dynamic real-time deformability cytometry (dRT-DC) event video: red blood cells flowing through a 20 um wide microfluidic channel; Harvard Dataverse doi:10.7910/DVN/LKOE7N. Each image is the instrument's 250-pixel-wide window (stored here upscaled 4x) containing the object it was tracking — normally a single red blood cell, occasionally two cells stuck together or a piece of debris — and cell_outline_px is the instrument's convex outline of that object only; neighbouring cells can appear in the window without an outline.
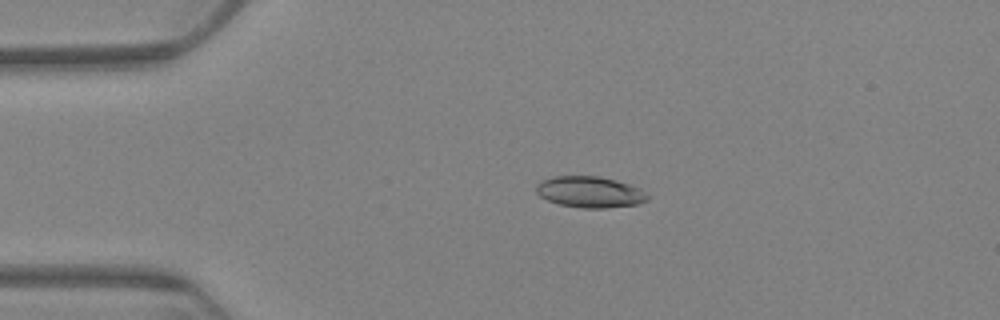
{"species": "Egyptian fruit bat (a non-hibernating species)", "species_latin": "Rousettus aegyptiacus", "temperature_condition": "warm", "stored_images_in_passage": 60, "camera_frame_rate_fps": 3000, "um_per_image_px": 0.085, "animal": {"sex": "female"}, "frame": {"image": 1, "passage_image": 11, "time_ms": 3.333, "image_size_px": [1000, 320], "cell_outline_px": [[648, 200], [636, 204], [608, 208], [580, 208], [560, 204], [548, 200], [540, 196], [536, 192], [536, 184], [540, 180], [552, 176], [596, 176], [616, 180], [640, 188], [648, 196]], "centroid_in_image_um": [50.1, 16.32], "position_along_channel_um": 34.9, "area_um2": 20.23}}
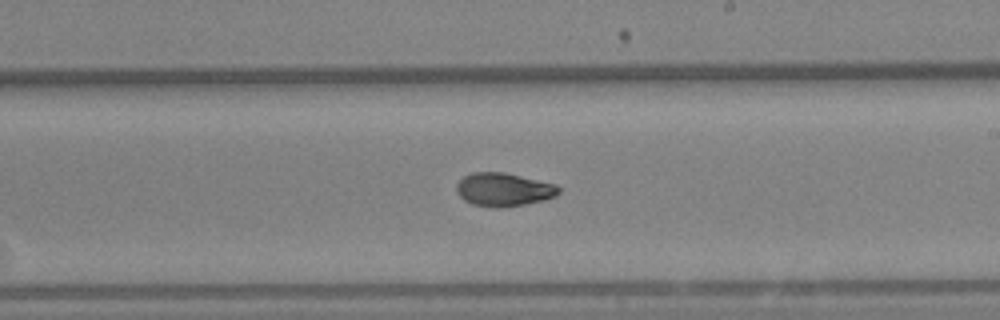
{"frame": {"image": 2, "passage_image": 34, "time_ms": 11.0, "image_size_px": [1000, 320], "cell_outline_px": [[560, 192], [556, 196], [544, 200], [524, 204], [500, 208], [496, 208], [472, 204], [464, 200], [456, 192], [456, 184], [464, 176], [472, 172], [504, 172], [556, 184], [560, 188]], "centroid_in_image_um": [42.8, 16.11], "position_along_channel_um": 246.2, "area_um2": 19.94}}
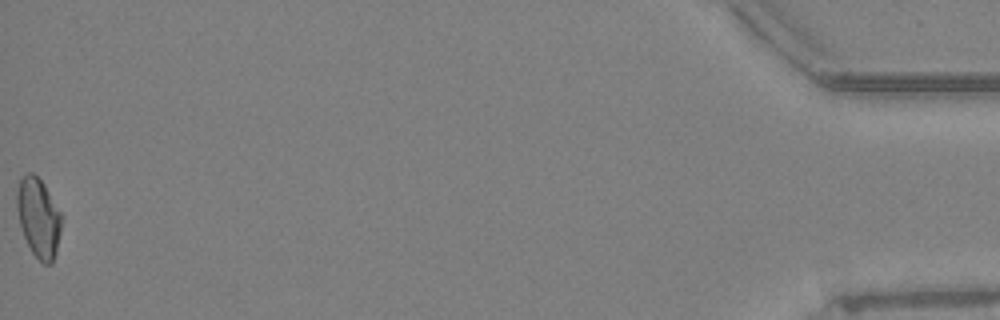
{"frame": {"image": 3, "passage_image": 60, "time_ms": 19.667, "image_size_px": [1000, 320], "cell_outline_px": [[60, 232], [52, 264], [44, 264], [32, 252], [24, 236], [20, 224], [16, 208], [16, 192], [20, 180], [28, 172], [32, 172], [44, 184], [60, 212]], "centroid_in_image_um": [3.24, 18.48], "position_along_channel_um": 432.0, "area_um2": 20.11}, "authors_computed_cell_mechanics": {"area_um2": 19.941, "velocity_mm_per_s": 3.2922, "shape_relaxation_time_tau1_ms": 7.694, "shape_relaxation_time_tau2_ms": 4.1839, "deformation_change_tau1": 0.1791, "deformation_change_tau2": 0.0742}}